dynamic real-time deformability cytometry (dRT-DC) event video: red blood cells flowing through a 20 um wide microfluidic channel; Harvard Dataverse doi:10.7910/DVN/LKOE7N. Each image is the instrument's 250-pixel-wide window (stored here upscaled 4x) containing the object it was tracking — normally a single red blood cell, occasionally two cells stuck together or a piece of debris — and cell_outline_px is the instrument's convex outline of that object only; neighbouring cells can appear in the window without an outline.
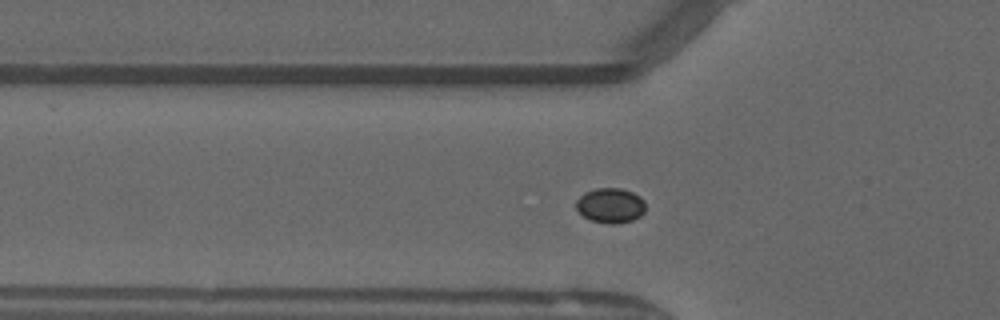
{"species": "common noctule bat (a hibernating species)", "species_latin": "Nyctalus noctula", "temperature_condition": "warm", "stored_images_in_passage": 36, "camera_frame_rate_fps": 3000, "um_per_image_px": 0.085, "animal": {"sex": "male", "forearm_length_mm": 52.5}, "frame": {"image": 1, "passage_image": 2, "time_ms": 0.333, "image_size_px": [1000, 320], "cell_outline_px": [[644, 212], [640, 216], [632, 220], [616, 224], [608, 224], [592, 220], [584, 216], [576, 208], [576, 200], [584, 192], [596, 188], [620, 188], [632, 192], [640, 196], [644, 200]], "centroid_in_image_um": [51.89, 17.46], "position_along_channel_um": 73.9, "area_um2": 14.1}}
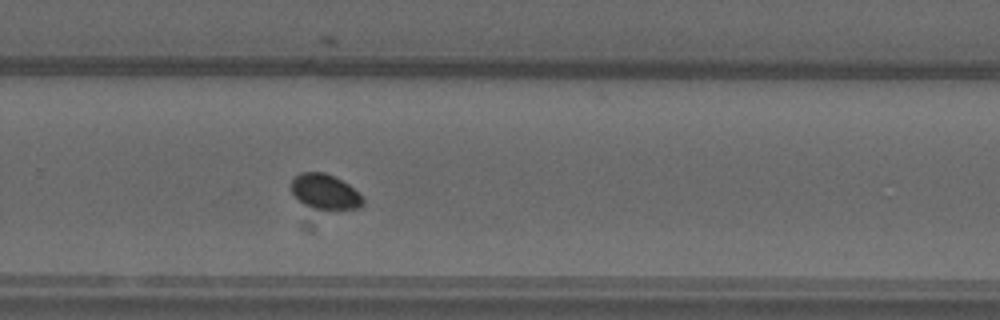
{"frame": {"image": 2, "passage_image": 19, "time_ms": 6.0, "image_size_px": [1000, 320], "cell_outline_px": [[364, 204], [360, 208], [312, 208], [304, 204], [292, 192], [292, 180], [300, 172], [324, 172], [348, 184], [364, 200]], "centroid_in_image_um": [27.61, 16.28], "position_along_channel_um": 302.2, "area_um2": 14.1}}
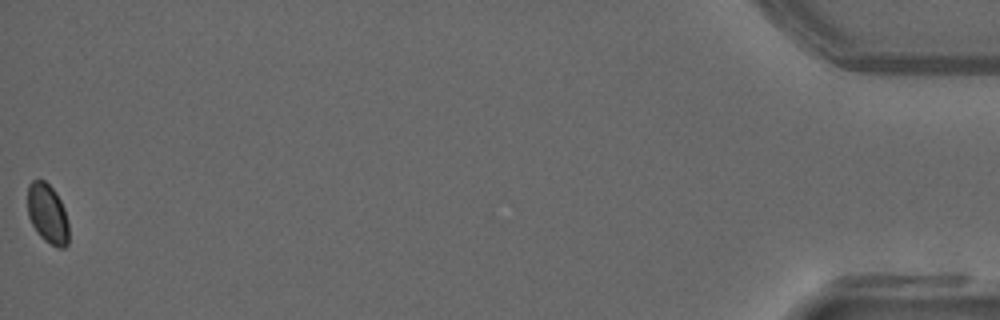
{"frame": {"image": 3, "passage_image": 36, "time_ms": 11.667, "image_size_px": [1000, 320], "cell_outline_px": [[68, 244], [64, 248], [56, 248], [44, 240], [36, 232], [28, 216], [28, 184], [32, 180], [44, 180], [56, 192], [64, 208], [68, 224]], "centroid_in_image_um": [4.04, 18.18], "position_along_channel_um": 431.2, "area_um2": 14.39}}